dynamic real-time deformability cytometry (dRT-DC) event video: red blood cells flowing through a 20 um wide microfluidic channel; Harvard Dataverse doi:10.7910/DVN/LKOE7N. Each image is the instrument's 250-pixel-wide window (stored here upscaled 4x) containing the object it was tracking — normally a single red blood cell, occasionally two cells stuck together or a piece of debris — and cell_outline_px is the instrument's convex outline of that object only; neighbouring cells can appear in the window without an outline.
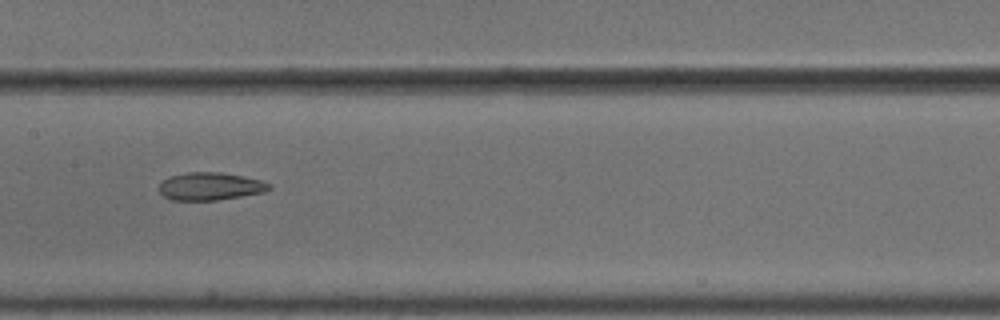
{"species": "common noctule bat (a hibernating species)", "species_latin": "Nyctalus noctula", "temperature_condition": "cold", "stored_images_in_passage": 12, "camera_frame_rate_fps": 3000, "um_per_image_px": 0.085, "animal": {"sex": "male", "body_mass_g": 18.8}, "frame": {"image": 1, "passage_image": 6, "time_ms": 1.667, "image_size_px": [1000, 320], "cell_outline_px": [[272, 188], [264, 192], [216, 200], [172, 200], [164, 196], [160, 192], [160, 184], [168, 176], [188, 172], [220, 172], [260, 180], [272, 184]], "centroid_in_image_um": [17.87, 15.83], "position_along_channel_um": 189.5, "area_um2": 17.63}}
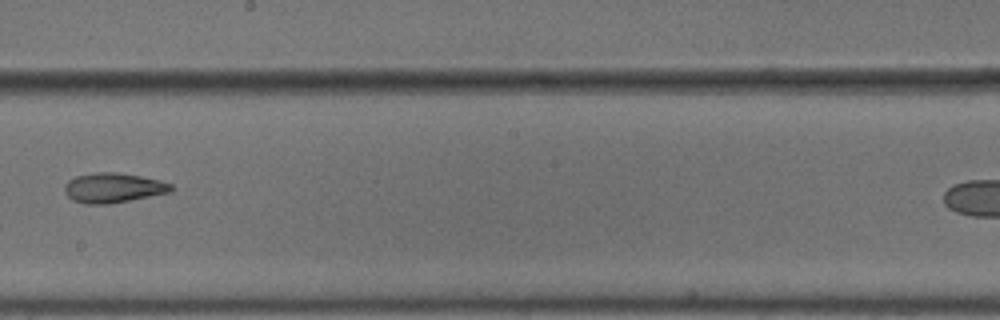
{"frame": {"image": 2, "passage_image": 7, "time_ms": 2.0, "image_size_px": [1000, 320], "cell_outline_px": [[172, 192], [108, 204], [84, 204], [72, 200], [64, 192], [64, 184], [68, 180], [76, 176], [96, 172], [116, 172], [140, 176], [160, 180], [172, 184]], "centroid_in_image_um": [9.6, 15.96], "position_along_channel_um": 238.6, "area_um2": 18.55}}